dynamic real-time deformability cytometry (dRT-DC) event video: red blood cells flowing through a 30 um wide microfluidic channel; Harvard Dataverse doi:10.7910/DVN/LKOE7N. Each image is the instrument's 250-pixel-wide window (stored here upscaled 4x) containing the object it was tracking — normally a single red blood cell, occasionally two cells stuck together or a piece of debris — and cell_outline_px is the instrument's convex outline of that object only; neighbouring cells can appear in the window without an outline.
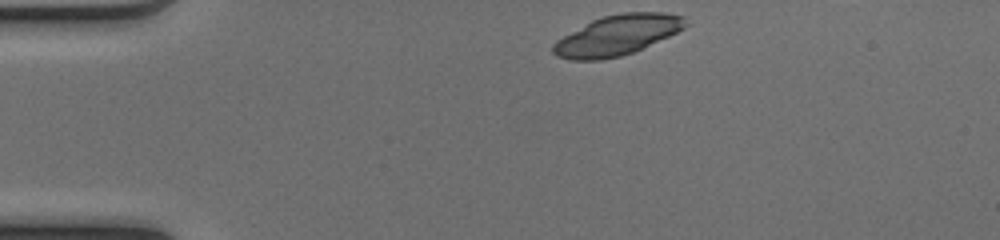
{"species": "common noctule bat (a hibernating species)", "species_latin": "Nyctalus noctula", "temperature_condition": "cold", "stored_images_in_passage": 37, "camera_frame_rate_fps": 3000, "um_per_image_px": 0.085, "animal": {"sex": "female", "body_mass_g": 17.0, "forearm_length_mm": 48.0}, "frame": {"image": 1, "passage_image": 1, "time_ms": 0.0, "image_size_px": [1000, 240], "cell_outline_px": [[688, 24], [684, 28], [668, 36], [632, 52], [620, 56], [600, 60], [568, 60], [556, 56], [552, 52], [552, 44], [556, 40], [592, 20], [604, 16], [620, 12], [664, 12], [684, 16]], "centroid_in_image_um": [52.44, 2.99], "position_along_channel_um": 32.6, "area_um2": 30.81}}